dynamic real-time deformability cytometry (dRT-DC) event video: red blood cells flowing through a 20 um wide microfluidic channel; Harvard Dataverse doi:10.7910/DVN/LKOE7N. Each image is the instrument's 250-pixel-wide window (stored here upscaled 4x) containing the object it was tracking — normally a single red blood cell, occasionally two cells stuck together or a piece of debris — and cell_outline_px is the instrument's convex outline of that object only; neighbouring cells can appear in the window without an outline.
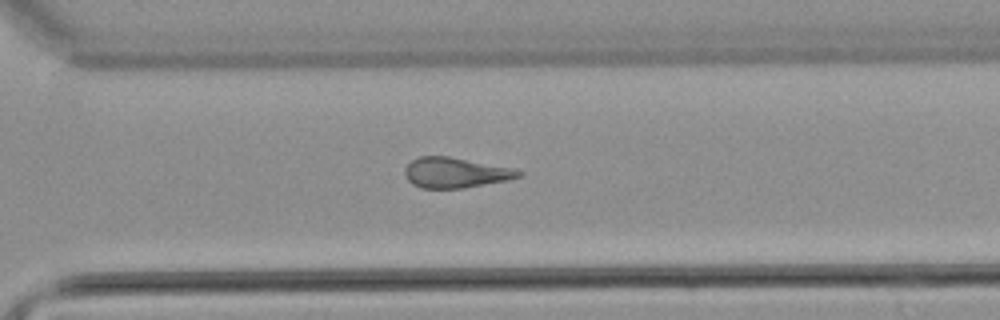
{"species": "common noctule bat (a hibernating species)", "species_latin": "Nyctalus noctula", "temperature_condition": "warm", "stored_images_in_passage": 44, "camera_frame_rate_fps": 3000, "um_per_image_px": 0.085, "animal": {"sex": "male", "body_mass_g": 21.5, "forearm_length_mm": 52.0}, "frame": {"image": 1, "passage_image": 38, "time_ms": 12.333, "image_size_px": [1000, 320], "cell_outline_px": [[524, 172], [520, 176], [508, 180], [464, 188], [420, 188], [412, 184], [408, 180], [404, 172], [404, 168], [412, 160], [420, 156], [448, 156], [512, 168]], "centroid_in_image_um": [38.69, 14.68], "position_along_channel_um": 331.9, "area_um2": 20.0}}